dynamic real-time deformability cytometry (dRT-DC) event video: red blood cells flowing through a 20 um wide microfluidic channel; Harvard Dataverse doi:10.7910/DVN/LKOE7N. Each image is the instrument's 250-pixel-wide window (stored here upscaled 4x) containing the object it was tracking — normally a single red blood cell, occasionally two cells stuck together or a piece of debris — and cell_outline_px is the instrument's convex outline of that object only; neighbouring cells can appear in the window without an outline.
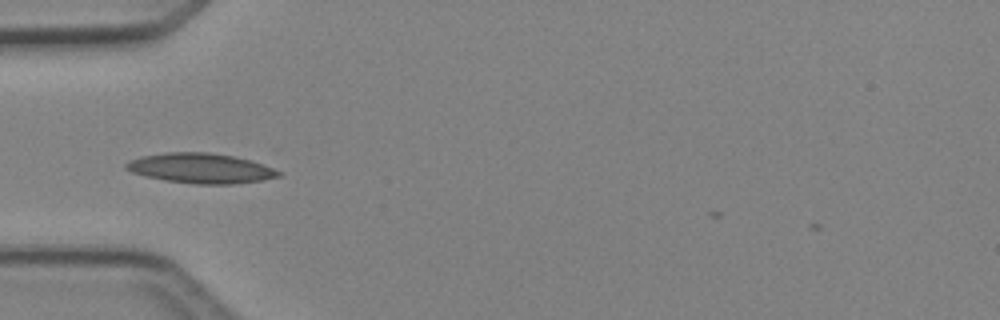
{"species": "Egyptian fruit bat (a non-hibernating species)", "species_latin": "Rousettus aegyptiacus", "temperature_condition": "cold", "stored_images_in_passage": 33, "camera_frame_rate_fps": 3000, "um_per_image_px": 0.085, "animal": {"sex": "female"}, "frame": {"image": 1, "passage_image": 3, "time_ms": 0.667, "image_size_px": [1000, 320], "cell_outline_px": [[280, 176], [260, 180], [232, 184], [192, 184], [164, 180], [144, 176], [132, 172], [124, 168], [124, 164], [128, 160], [140, 156], [168, 152], [208, 152], [232, 156], [248, 160], [272, 168], [280, 172]], "centroid_in_image_um": [16.96, 14.3], "position_along_channel_um": 68.0, "area_um2": 26.47}}
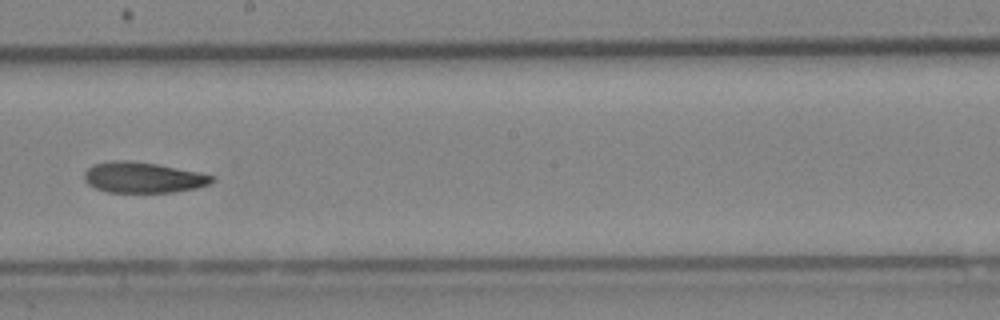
{"frame": {"image": 2, "passage_image": 15, "time_ms": 4.667, "image_size_px": [1000, 320], "cell_outline_px": [[216, 180], [208, 184], [196, 188], [172, 192], [108, 192], [96, 188], [88, 184], [84, 180], [84, 172], [92, 164], [112, 160], [124, 160], [156, 164], [200, 172], [216, 176]], "centroid_in_image_um": [12.16, 15.08], "position_along_channel_um": 236.0, "area_um2": 22.89}}
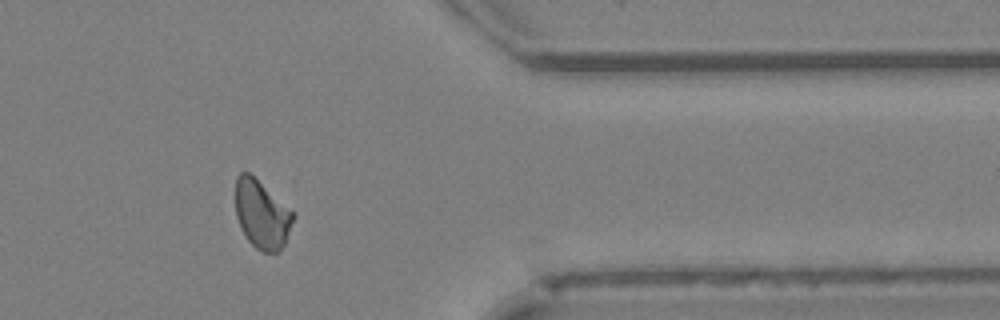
{"frame": {"image": 3, "passage_image": 27, "time_ms": 8.667, "image_size_px": [1000, 320], "cell_outline_px": [[296, 216], [284, 244], [276, 252], [264, 252], [256, 248], [248, 240], [240, 228], [236, 216], [236, 176], [240, 172], [248, 172], [296, 212]], "centroid_in_image_um": [22.27, 18.21], "position_along_channel_um": 389.1, "area_um2": 23.06}}